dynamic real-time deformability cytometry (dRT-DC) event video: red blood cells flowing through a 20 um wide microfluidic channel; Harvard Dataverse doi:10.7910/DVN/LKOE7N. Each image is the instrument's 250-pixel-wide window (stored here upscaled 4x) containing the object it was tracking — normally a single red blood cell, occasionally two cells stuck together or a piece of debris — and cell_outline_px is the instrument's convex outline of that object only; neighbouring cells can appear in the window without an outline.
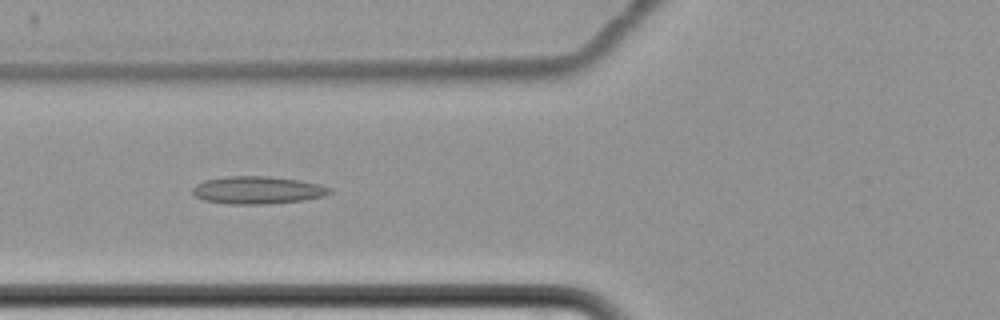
{"species": "common noctule bat (a hibernating species)", "species_latin": "Nyctalus noctula", "temperature_condition": "cold", "stored_images_in_passage": 7, "camera_frame_rate_fps": 3000, "um_per_image_px": 0.085, "animal": {"sex": "female", "body_mass_g": 22.7, "forearm_length_mm": 54.2}, "frame": {"image": 1, "passage_image": 5, "time_ms": 5.0, "image_size_px": [1000, 320], "cell_outline_px": [[332, 192], [324, 196], [304, 200], [264, 204], [232, 204], [204, 200], [196, 196], [192, 192], [192, 188], [196, 184], [204, 180], [228, 176], [268, 176], [300, 180], [320, 184], [332, 188]], "centroid_in_image_um": [21.91, 16.15], "position_along_channel_um": 103.9, "area_um2": 22.08}}
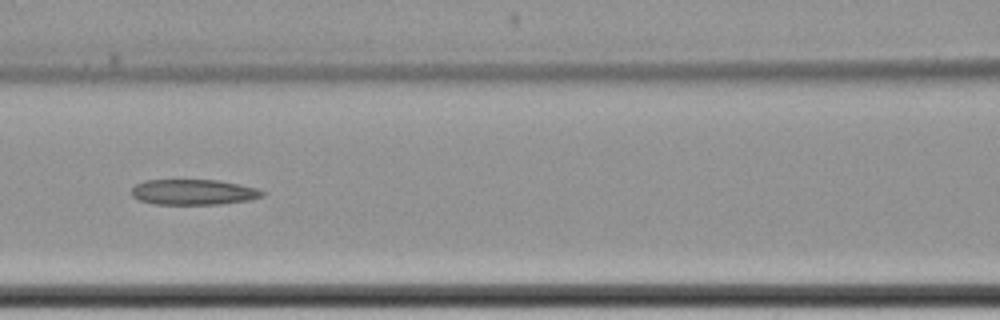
{"frame": {"image": 2, "passage_image": 6, "time_ms": 6.333, "image_size_px": [1000, 320], "cell_outline_px": [[264, 196], [248, 200], [220, 204], [152, 204], [140, 200], [132, 196], [132, 188], [136, 184], [144, 180], [216, 180], [256, 188], [264, 192]], "centroid_in_image_um": [16.41, 16.33], "position_along_channel_um": 150.2, "area_um2": 19.25}}
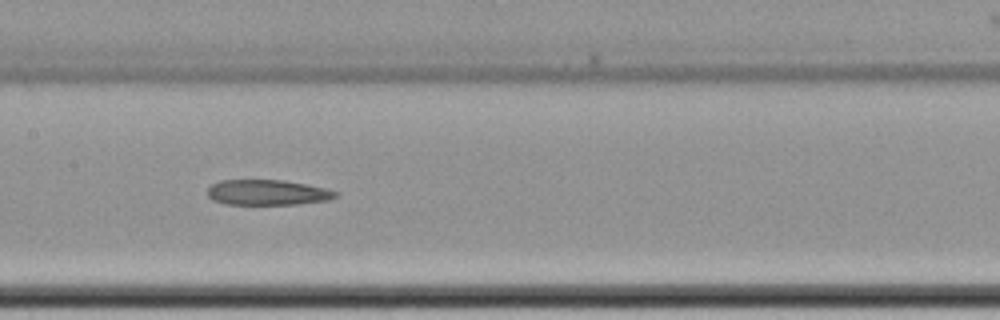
{"frame": {"image": 3, "passage_image": 7, "time_ms": 7.333, "image_size_px": [1000, 320], "cell_outline_px": [[340, 192], [336, 196], [328, 200], [296, 204], [224, 204], [212, 200], [208, 196], [208, 188], [212, 184], [220, 180], [284, 180], [324, 188]], "centroid_in_image_um": [22.7, 16.36], "position_along_channel_um": 184.7, "area_um2": 18.84}}